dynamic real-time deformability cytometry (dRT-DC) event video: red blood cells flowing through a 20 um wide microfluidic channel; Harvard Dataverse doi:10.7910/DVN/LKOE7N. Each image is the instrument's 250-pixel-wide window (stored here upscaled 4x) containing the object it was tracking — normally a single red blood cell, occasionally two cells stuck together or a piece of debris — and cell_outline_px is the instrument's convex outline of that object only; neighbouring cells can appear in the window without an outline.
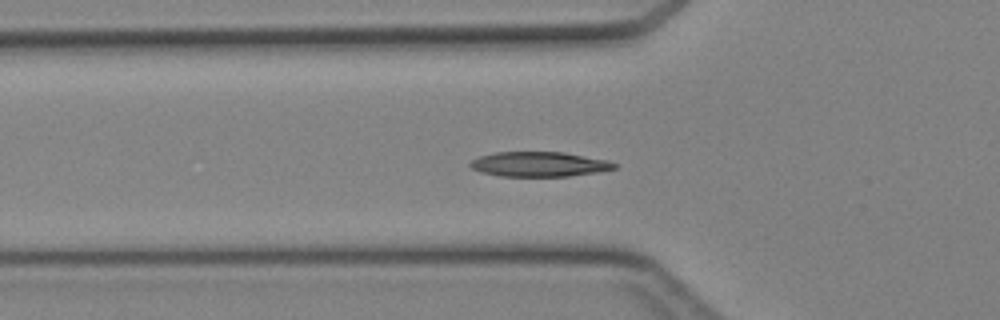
{"species": "Egyptian fruit bat (a non-hibernating species)", "species_latin": "Rousettus aegyptiacus", "temperature_condition": "cold", "stored_images_in_passage": 33, "camera_frame_rate_fps": 3000, "um_per_image_px": 0.085, "animal": {"sex": "female"}, "frame": {"image": 1, "passage_image": 9, "time_ms": 2.667, "image_size_px": [1000, 320], "cell_outline_px": [[616, 168], [596, 172], [568, 176], [500, 176], [480, 172], [472, 168], [468, 164], [472, 160], [480, 156], [496, 152], [564, 152], [608, 160], [616, 164]], "centroid_in_image_um": [45.81, 13.95], "position_along_channel_um": 80.0, "area_um2": 20.75}}
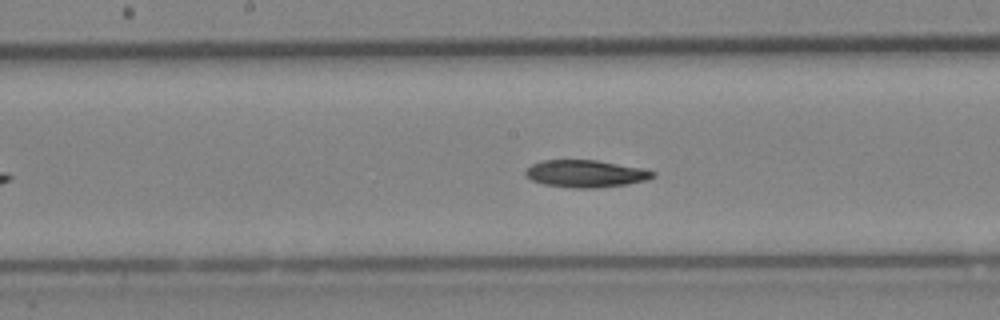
{"frame": {"image": 2, "passage_image": 17, "time_ms": 5.333, "image_size_px": [1000, 320], "cell_outline_px": [[656, 176], [648, 180], [628, 184], [596, 188], [576, 188], [544, 184], [532, 180], [524, 172], [532, 164], [544, 160], [596, 160], [644, 168], [656, 172]], "centroid_in_image_um": [49.85, 14.76], "position_along_channel_um": 198.3, "area_um2": 20.23}}
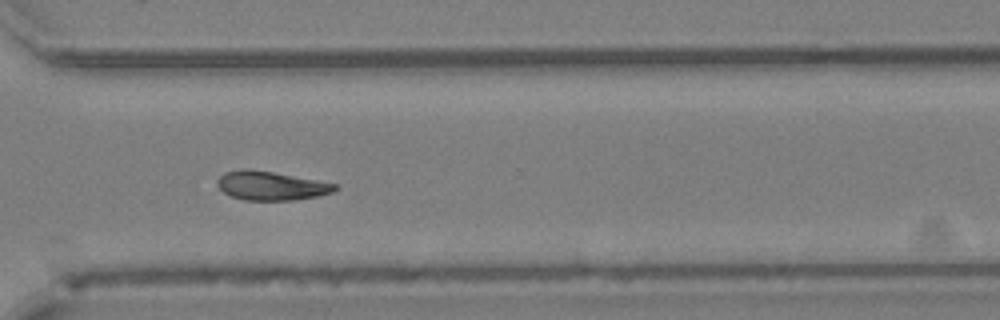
{"frame": {"image": 3, "passage_image": 27, "time_ms": 8.667, "image_size_px": [1000, 320], "cell_outline_px": [[340, 188], [332, 192], [316, 196], [292, 200], [244, 200], [232, 196], [224, 192], [220, 188], [216, 180], [224, 172], [272, 172], [316, 180], [336, 184]], "centroid_in_image_um": [23.1, 15.83], "position_along_channel_um": 347.5, "area_um2": 18.84}}